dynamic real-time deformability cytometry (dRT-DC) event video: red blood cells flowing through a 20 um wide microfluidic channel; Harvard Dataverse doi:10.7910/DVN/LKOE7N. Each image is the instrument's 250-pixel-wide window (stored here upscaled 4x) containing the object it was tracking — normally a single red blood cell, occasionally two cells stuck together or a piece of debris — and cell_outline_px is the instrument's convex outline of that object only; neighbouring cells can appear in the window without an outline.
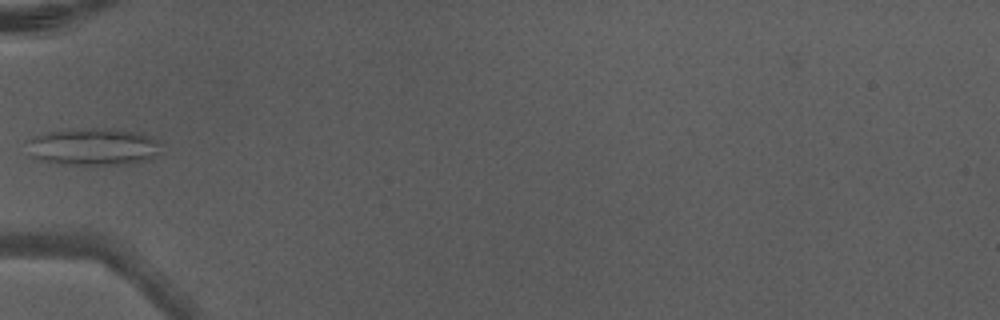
{"species": "Egyptian fruit bat (a non-hibernating species)", "species_latin": "Rousettus aegyptiacus", "temperature_condition": "warm", "stored_images_in_passage": 5, "camera_frame_rate_fps": 3000, "um_per_image_px": 0.085, "animal": {"sex": "male"}, "frame": {"image": 1, "passage_image": 5, "time_ms": 1.333, "image_size_px": [1000, 320], "cell_outline_px": [[160, 152], [152, 160], [128, 164], [56, 164], [36, 160], [32, 156], [24, 140], [44, 132], [72, 128], [104, 128], [140, 132], [152, 136], [160, 144]], "centroid_in_image_um": [7.9, 12.46], "position_along_channel_um": 77.1, "area_um2": 29.88}}